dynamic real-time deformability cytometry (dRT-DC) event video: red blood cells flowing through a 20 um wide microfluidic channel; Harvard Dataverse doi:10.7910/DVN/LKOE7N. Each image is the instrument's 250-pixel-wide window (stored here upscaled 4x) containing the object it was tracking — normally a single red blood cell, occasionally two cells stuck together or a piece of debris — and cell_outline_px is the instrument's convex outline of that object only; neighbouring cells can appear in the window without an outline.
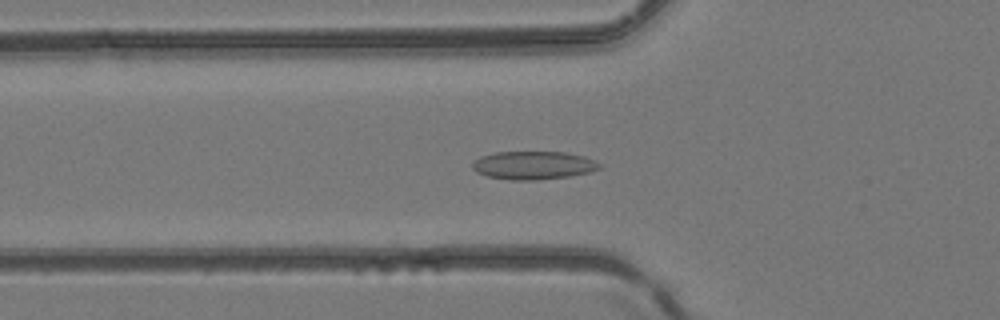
{"species": "common noctule bat (a hibernating species)", "species_latin": "Nyctalus noctula", "temperature_condition": "room temperature", "stored_images_in_passage": 37, "camera_frame_rate_fps": 3000, "um_per_image_px": 0.085, "animal": {"sex": "female", "body_mass_g": 24.6, "forearm_length_mm": 56.2}, "frame": {"image": 1, "passage_image": 11, "time_ms": 3.333, "image_size_px": [1000, 320], "cell_outline_px": [[600, 168], [588, 172], [568, 176], [536, 180], [508, 180], [488, 176], [476, 172], [472, 168], [472, 160], [480, 156], [496, 152], [564, 152], [584, 156], [596, 160], [600, 164]], "centroid_in_image_um": [45.3, 14.04], "position_along_channel_um": 80.5, "area_um2": 20.92}}
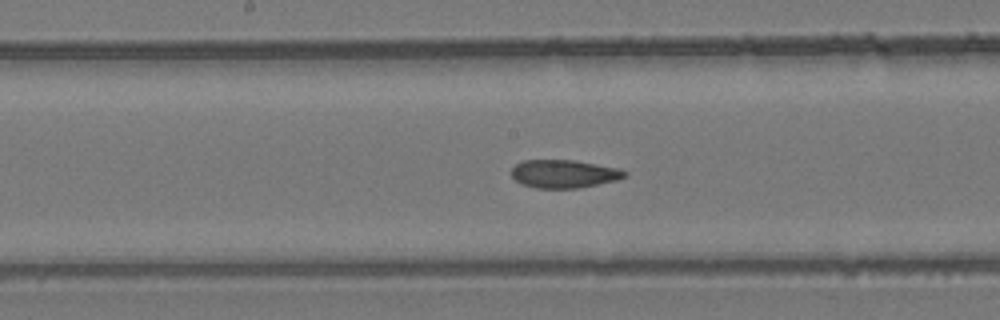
{"frame": {"image": 2, "passage_image": 19, "time_ms": 6.0, "image_size_px": [1000, 320], "cell_outline_px": [[628, 176], [616, 180], [576, 188], [536, 188], [520, 184], [512, 176], [512, 168], [516, 164], [524, 160], [576, 160], [620, 168], [628, 172]], "centroid_in_image_um": [47.96, 14.77], "position_along_channel_um": 200.2, "area_um2": 18.61}}
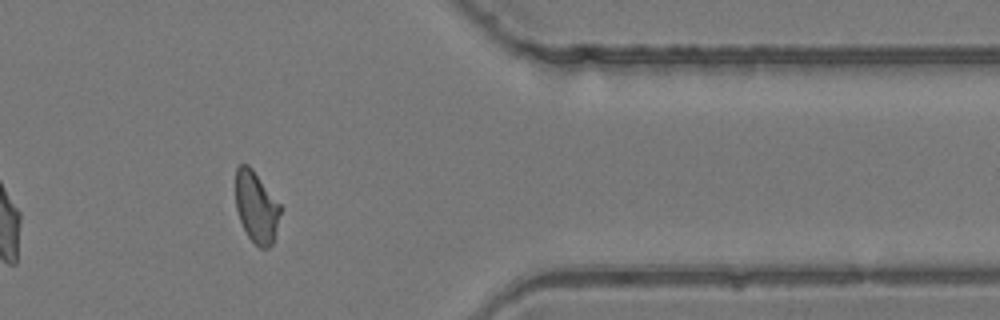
{"frame": {"image": 3, "passage_image": 33, "time_ms": 10.667, "image_size_px": [1000, 320], "cell_outline_px": [[284, 208], [272, 244], [268, 248], [260, 248], [248, 236], [240, 220], [236, 208], [236, 168], [240, 164], [248, 164], [252, 168]], "centroid_in_image_um": [21.83, 17.59], "position_along_channel_um": 389.6, "area_um2": 18.84}}